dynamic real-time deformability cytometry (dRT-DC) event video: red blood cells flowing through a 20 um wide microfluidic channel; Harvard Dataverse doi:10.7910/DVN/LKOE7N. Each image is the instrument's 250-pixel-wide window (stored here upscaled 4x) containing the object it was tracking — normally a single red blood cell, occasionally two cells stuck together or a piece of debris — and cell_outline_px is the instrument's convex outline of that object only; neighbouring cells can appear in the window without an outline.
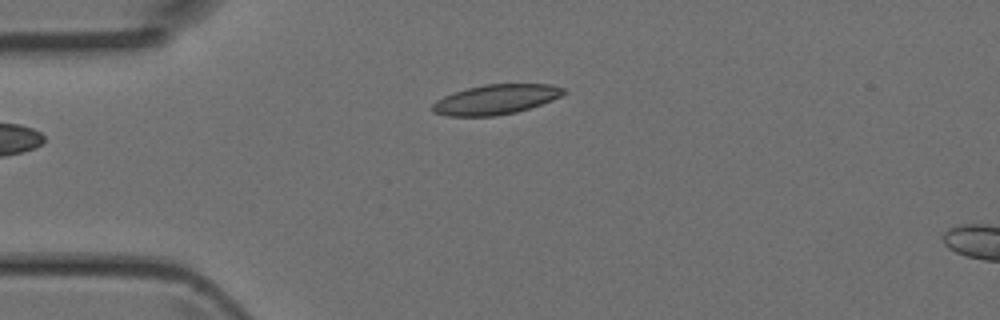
{"species": "Egyptian fruit bat (a non-hibernating species)", "species_latin": "Rousettus aegyptiacus", "temperature_condition": "room temperature", "stored_images_in_passage": 3, "camera_frame_rate_fps": 3000, "um_per_image_px": 0.085, "animal": {"sex": "female"}, "frame": {"image": 1, "passage_image": 3, "time_ms": 0.667, "image_size_px": [1000, 320], "cell_outline_px": [[568, 92], [552, 100], [516, 112], [496, 116], [448, 116], [432, 112], [432, 104], [436, 100], [444, 96], [468, 88], [484, 84], [552, 84], [564, 88]], "centroid_in_image_um": [42.15, 8.45], "position_along_channel_um": 42.9, "area_um2": 22.72}}